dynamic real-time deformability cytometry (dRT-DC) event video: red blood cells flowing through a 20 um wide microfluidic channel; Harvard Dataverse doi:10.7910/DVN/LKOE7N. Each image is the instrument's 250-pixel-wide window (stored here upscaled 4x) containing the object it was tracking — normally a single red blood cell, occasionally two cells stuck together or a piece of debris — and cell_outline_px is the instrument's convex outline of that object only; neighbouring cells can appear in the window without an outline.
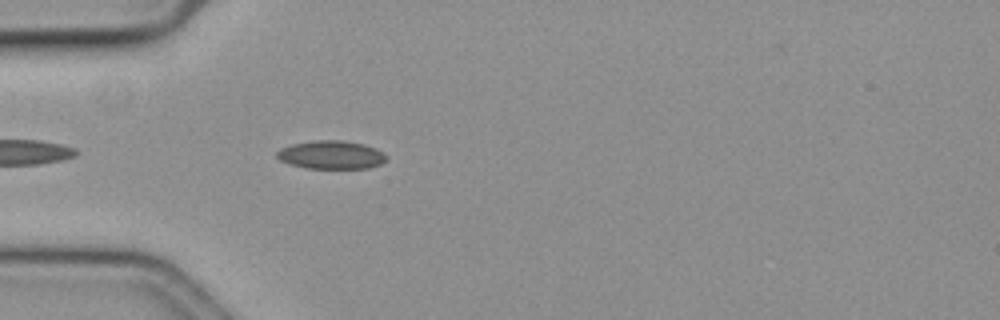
{"species": "common noctule bat (a hibernating species)", "species_latin": "Nyctalus noctula", "temperature_condition": "cold", "stored_images_in_passage": 28, "camera_frame_rate_fps": 3000, "um_per_image_px": 0.085, "animal": {"sex": "female", "body_mass_g": 19.3, "forearm_length_mm": 54.1}, "frame": {"image": 1, "passage_image": 4, "time_ms": 1.0, "image_size_px": [1000, 320], "cell_outline_px": [[388, 160], [380, 164], [368, 168], [304, 168], [288, 164], [280, 160], [276, 156], [276, 152], [280, 148], [292, 144], [312, 140], [344, 140], [364, 144], [376, 148], [384, 152], [388, 156]], "centroid_in_image_um": [28.16, 13.15], "position_along_channel_um": 56.8, "area_um2": 18.38}}
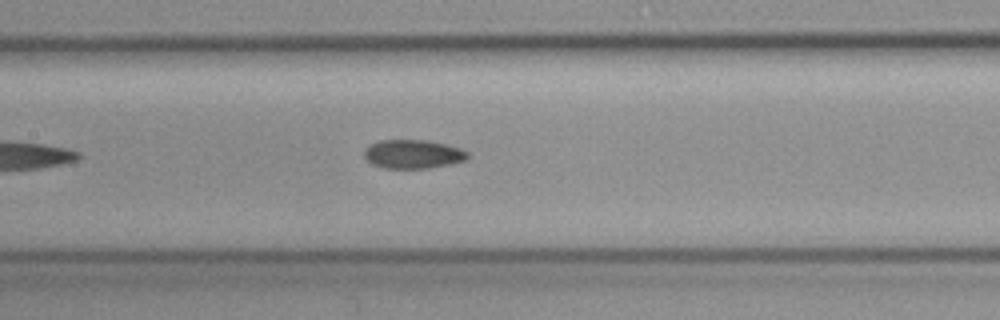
{"frame": {"image": 2, "passage_image": 14, "time_ms": 4.333, "image_size_px": [1000, 320], "cell_outline_px": [[468, 160], [428, 168], [384, 168], [372, 164], [364, 156], [364, 152], [372, 144], [380, 140], [428, 140], [460, 148], [468, 152]], "centroid_in_image_um": [35.13, 13.1], "position_along_channel_um": 172.3, "area_um2": 17.17}}
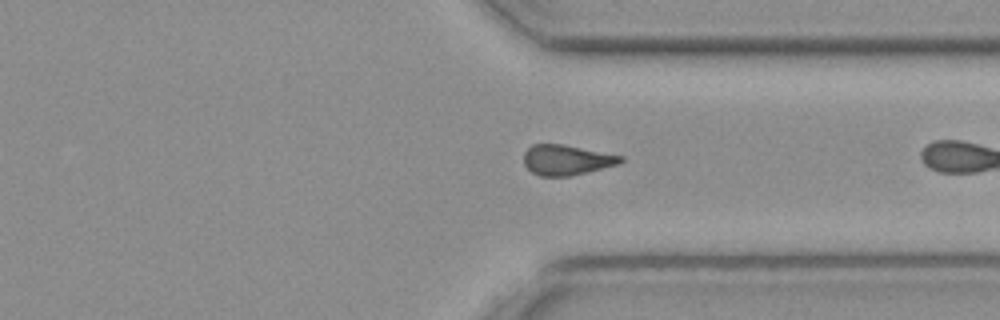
{"frame": {"image": 3, "passage_image": 27, "time_ms": 8.667, "image_size_px": [1000, 320], "cell_outline_px": [[624, 160], [616, 164], [568, 176], [540, 176], [532, 172], [524, 164], [524, 152], [532, 144], [560, 144], [624, 156]], "centroid_in_image_um": [48.11, 13.59], "position_along_channel_um": 363.3, "area_um2": 16.65}}